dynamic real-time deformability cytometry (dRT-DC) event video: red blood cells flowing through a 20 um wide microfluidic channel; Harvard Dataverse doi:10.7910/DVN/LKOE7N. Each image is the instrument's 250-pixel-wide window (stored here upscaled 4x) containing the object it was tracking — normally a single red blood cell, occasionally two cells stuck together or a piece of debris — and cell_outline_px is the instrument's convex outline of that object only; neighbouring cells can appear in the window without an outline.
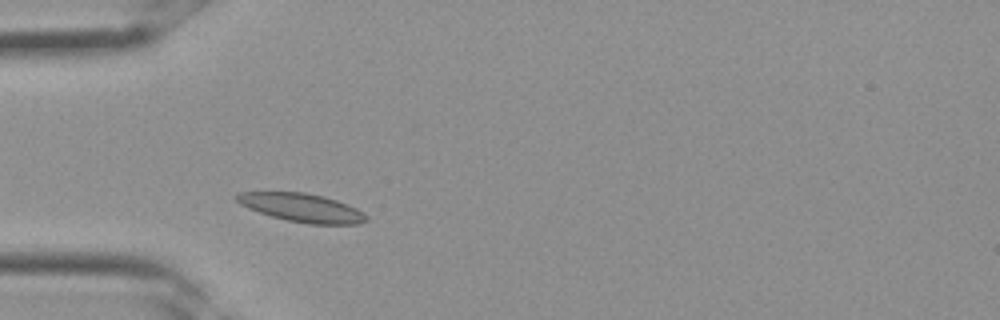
{"species": "Egyptian fruit bat (a non-hibernating species)", "species_latin": "Rousettus aegyptiacus", "temperature_condition": "room temperature", "stored_images_in_passage": 26, "camera_frame_rate_fps": 3000, "um_per_image_px": 0.085, "frame": {"image": 1, "passage_image": 2, "time_ms": 0.333, "image_size_px": [1000, 320], "cell_outline_px": [[368, 220], [356, 224], [308, 224], [288, 220], [272, 216], [248, 208], [240, 204], [232, 196], [240, 192], [304, 192], [324, 196], [348, 204], [356, 208], [368, 216]], "centroid_in_image_um": [25.65, 17.64], "position_along_channel_um": 59.4, "area_um2": 21.44}}
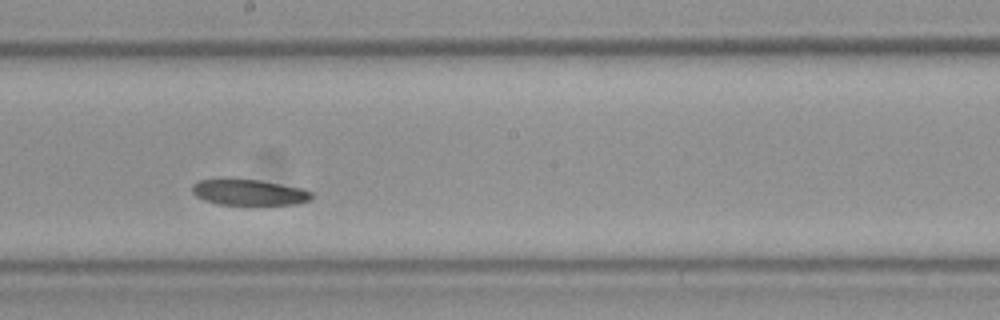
{"frame": {"image": 2, "passage_image": 11, "time_ms": 3.333, "image_size_px": [1000, 320], "cell_outline_px": [[312, 196], [308, 200], [296, 204], [220, 204], [204, 200], [196, 196], [192, 192], [192, 184], [200, 180], [260, 180], [300, 188], [312, 192]], "centroid_in_image_um": [21.15, 16.35], "position_along_channel_um": 227.0, "area_um2": 17.46}}
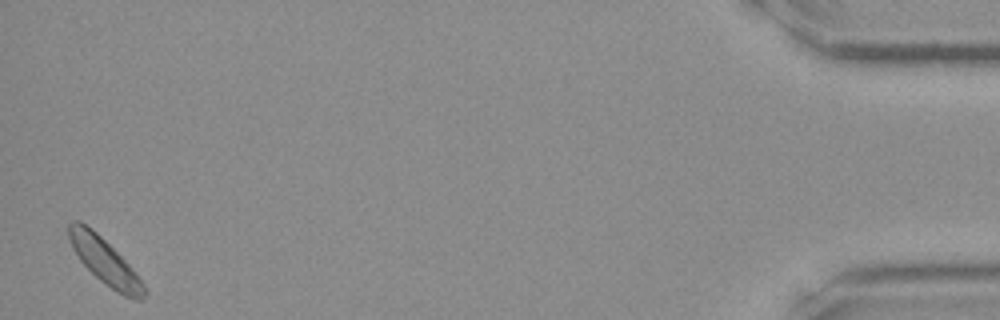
{"frame": {"image": 3, "passage_image": 26, "time_ms": 8.333, "image_size_px": [1000, 320], "cell_outline_px": [[148, 292], [144, 300], [136, 300], [124, 296], [116, 292], [100, 280], [80, 260], [72, 248], [68, 236], [68, 224], [72, 220], [80, 220], [92, 228], [132, 268], [144, 284]], "centroid_in_image_um": [8.92, 22.23], "position_along_channel_um": 426.3, "area_um2": 20.0}}